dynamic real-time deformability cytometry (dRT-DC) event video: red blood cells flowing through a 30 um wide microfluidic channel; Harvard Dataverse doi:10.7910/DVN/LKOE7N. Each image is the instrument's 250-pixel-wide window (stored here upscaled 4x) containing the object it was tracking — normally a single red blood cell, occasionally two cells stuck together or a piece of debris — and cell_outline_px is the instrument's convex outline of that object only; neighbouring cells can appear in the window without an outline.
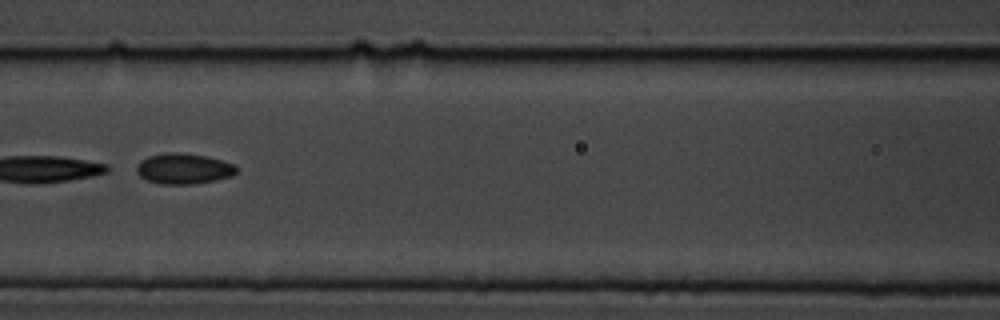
{"species": "common noctule bat (a hibernating species)", "species_latin": "Nyctalus noctula", "temperature_condition": "cold", "stored_images_in_passage": 8, "camera_frame_rate_fps": 3000, "um_per_image_px": 0.085, "animal": {"sex": "male", "body_mass_g": 19.5, "forearm_length_mm": 54.6}, "frame": {"image": 1, "passage_image": 5, "time_ms": 4.667, "image_size_px": [1000, 320], "cell_outline_px": [[240, 168], [232, 176], [216, 180], [192, 184], [160, 184], [148, 180], [140, 176], [136, 172], [136, 168], [140, 160], [148, 156], [168, 152], [180, 152], [208, 156], [236, 164]], "centroid_in_image_um": [15.65, 14.32], "position_along_channel_um": 151.0, "area_um2": 18.09}}
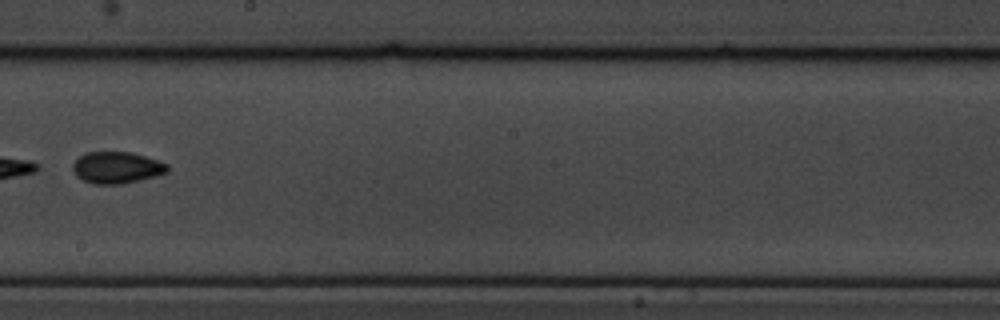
{"frame": {"image": 2, "passage_image": 7, "time_ms": 7.0, "image_size_px": [1000, 320], "cell_outline_px": [[168, 172], [156, 176], [124, 184], [92, 184], [80, 180], [72, 172], [72, 164], [80, 156], [88, 152], [132, 152], [168, 164]], "centroid_in_image_um": [9.89, 14.26], "position_along_channel_um": 238.3, "area_um2": 17.63}}
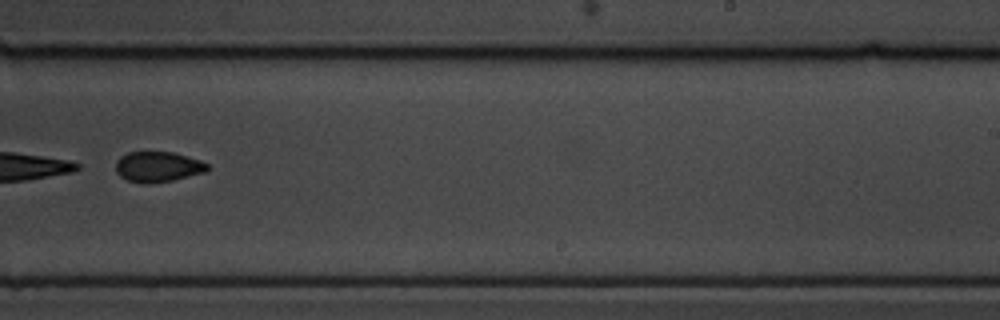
{"frame": {"image": 3, "passage_image": 8, "time_ms": 8.0, "image_size_px": [1000, 320], "cell_outline_px": [[208, 168], [204, 172], [172, 180], [152, 184], [144, 184], [128, 180], [120, 176], [116, 172], [116, 160], [120, 156], [128, 152], [172, 152], [200, 160], [208, 164]], "centroid_in_image_um": [13.38, 14.18], "position_along_channel_um": 275.6, "area_um2": 16.18}}